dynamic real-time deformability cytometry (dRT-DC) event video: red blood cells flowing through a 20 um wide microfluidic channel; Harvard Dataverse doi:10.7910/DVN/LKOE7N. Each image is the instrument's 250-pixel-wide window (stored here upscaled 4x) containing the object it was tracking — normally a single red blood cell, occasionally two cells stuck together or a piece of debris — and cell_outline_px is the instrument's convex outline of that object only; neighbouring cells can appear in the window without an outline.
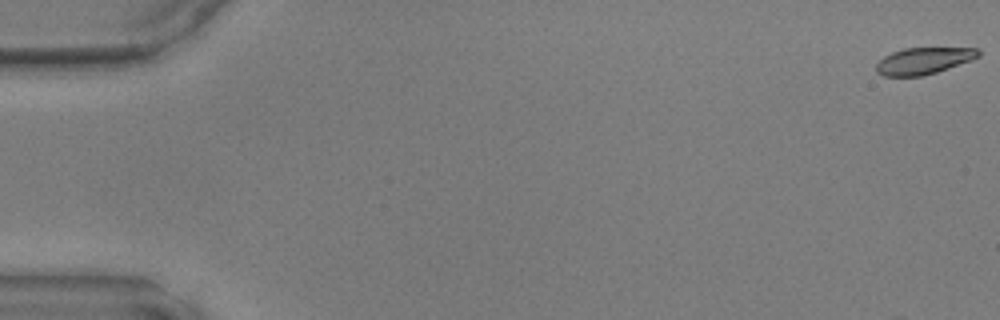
{"species": "common noctule bat (a hibernating species)", "species_latin": "Nyctalus noctula", "temperature_condition": "warm", "stored_images_in_passage": 10, "camera_frame_rate_fps": 3000, "um_per_image_px": 0.085, "animal": {"sex": "male", "body_mass_g": 17.9, "forearm_length_mm": 54.2}, "frame": {"image": 1, "passage_image": 1, "time_ms": 0.0, "image_size_px": [1000, 320], "cell_outline_px": [[980, 56], [972, 60], [936, 72], [920, 76], [884, 76], [876, 72], [876, 64], [884, 56], [892, 52], [904, 48], [980, 48]], "centroid_in_image_um": [78.51, 5.16], "position_along_channel_um": 6.5, "area_um2": 15.84}}